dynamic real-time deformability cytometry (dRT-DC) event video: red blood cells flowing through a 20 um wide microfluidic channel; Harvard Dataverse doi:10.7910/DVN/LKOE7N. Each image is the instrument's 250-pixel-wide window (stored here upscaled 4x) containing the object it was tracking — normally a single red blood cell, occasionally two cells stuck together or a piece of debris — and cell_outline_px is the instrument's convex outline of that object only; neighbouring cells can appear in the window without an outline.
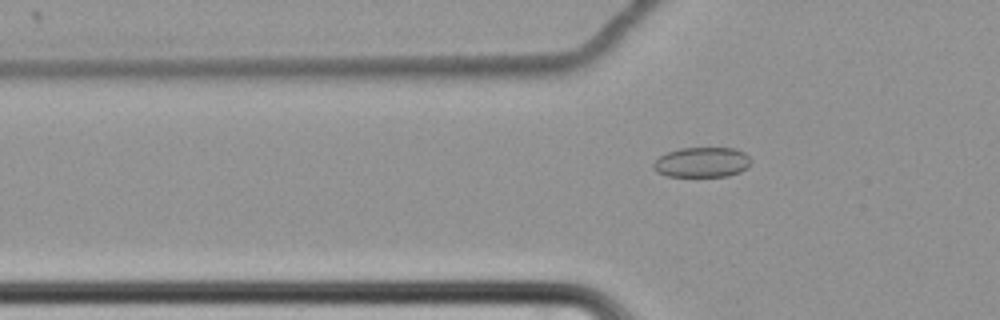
{"species": "common noctule bat (a hibernating species)", "species_latin": "Nyctalus noctula", "temperature_condition": "cold", "stored_images_in_passage": 64, "camera_frame_rate_fps": 3000, "um_per_image_px": 0.085, "animal": {"sex": "female", "body_mass_g": 22.7, "forearm_length_mm": 54.2}, "frame": {"image": 1, "passage_image": 24, "time_ms": 7.667, "image_size_px": [1000, 320], "cell_outline_px": [[752, 160], [748, 168], [740, 172], [728, 176], [668, 176], [656, 172], [652, 168], [652, 164], [660, 156], [668, 152], [680, 148], [736, 148], [744, 152]], "centroid_in_image_um": [59.68, 13.79], "position_along_channel_um": 66.1, "area_um2": 17.22}}
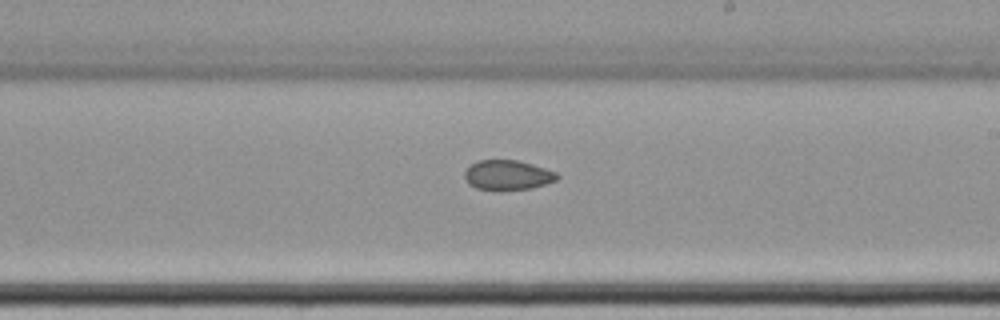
{"frame": {"image": 2, "passage_image": 40, "time_ms": 13.0, "image_size_px": [1000, 320], "cell_outline_px": [[560, 176], [556, 180], [532, 188], [496, 192], [476, 188], [468, 184], [464, 176], [464, 172], [472, 164], [480, 160], [516, 160], [532, 164], [556, 172]], "centroid_in_image_um": [43.13, 14.91], "position_along_channel_um": 245.9, "area_um2": 16.3}}
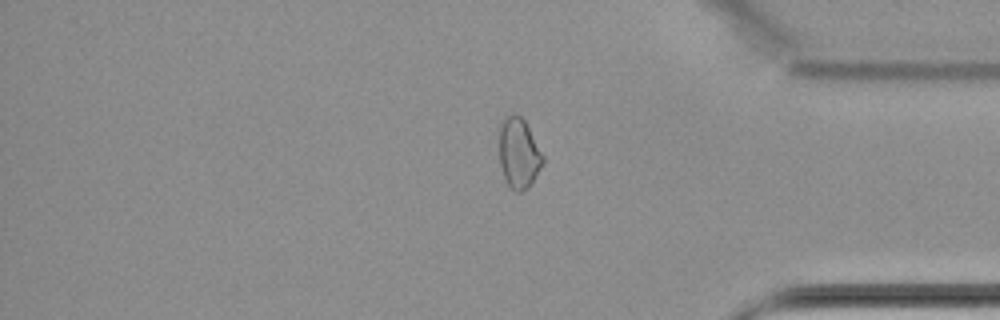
{"frame": {"image": 3, "passage_image": 54, "time_ms": 17.667, "image_size_px": [1000, 320], "cell_outline_px": [[544, 160], [540, 168], [528, 188], [520, 192], [516, 192], [508, 184], [504, 176], [500, 164], [500, 120], [512, 112], [520, 116], [524, 120], [544, 156]], "centroid_in_image_um": [44.09, 12.99], "position_along_channel_um": 391.1, "area_um2": 17.69}}